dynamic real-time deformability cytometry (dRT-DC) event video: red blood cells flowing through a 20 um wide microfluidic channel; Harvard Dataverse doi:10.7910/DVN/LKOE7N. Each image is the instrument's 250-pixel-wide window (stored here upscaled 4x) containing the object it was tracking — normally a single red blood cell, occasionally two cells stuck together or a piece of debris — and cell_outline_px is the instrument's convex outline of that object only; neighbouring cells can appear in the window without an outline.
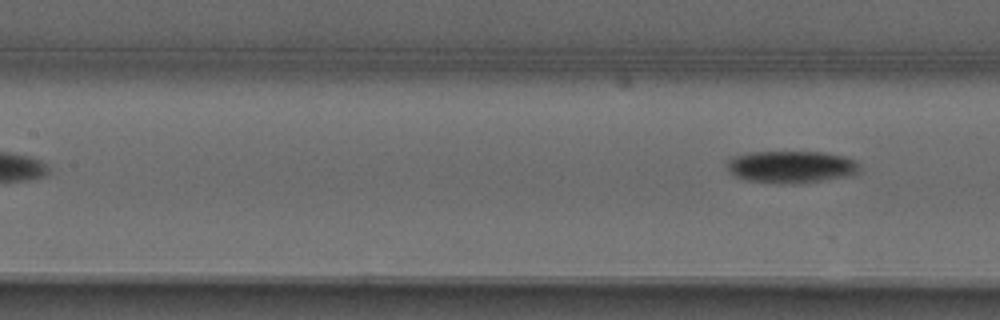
{"species": "common noctule bat (a hibernating species)", "species_latin": "Nyctalus noctula", "temperature_condition": "warm", "stored_images_in_passage": 5, "segment_of_instrument_passage": [2, 2], "camera_frame_rate_fps": 3000, "um_per_image_px": 0.085, "animal": {"sex": "male", "forearm_length_mm": 52.5}, "frame": {"image": 1, "passage_image": 5, "time_ms": 1.333, "image_size_px": [1000, 320], "cell_outline_px": [[860, 172], [852, 176], [820, 180], [780, 184], [744, 180], [736, 176], [728, 168], [728, 160], [736, 156], [752, 152], [824, 152], [844, 156], [856, 160], [860, 164]], "centroid_in_image_um": [67.32, 14.18], "position_along_channel_um": 140.1, "area_um2": 24.74}}